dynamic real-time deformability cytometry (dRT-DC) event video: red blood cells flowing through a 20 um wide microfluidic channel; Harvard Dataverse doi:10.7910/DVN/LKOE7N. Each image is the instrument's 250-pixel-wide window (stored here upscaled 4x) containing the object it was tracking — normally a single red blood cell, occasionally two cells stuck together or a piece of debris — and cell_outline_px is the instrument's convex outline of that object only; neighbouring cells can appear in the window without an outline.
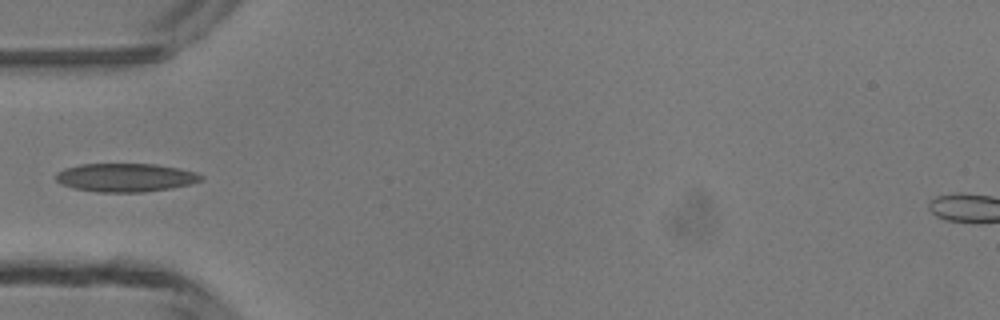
{"species": "common noctule bat (a hibernating species)", "species_latin": "Nyctalus noctula", "temperature_condition": "room temperature", "stored_images_in_passage": 3, "camera_frame_rate_fps": 3000, "um_per_image_px": 0.085, "animal": {"sex": "male", "body_mass_g": 13.3}, "frame": {"image": 1, "passage_image": 3, "time_ms": 3.0, "image_size_px": [1000, 320], "cell_outline_px": [[204, 180], [192, 184], [172, 188], [144, 192], [96, 192], [72, 188], [60, 184], [56, 180], [56, 172], [64, 168], [80, 164], [156, 164], [180, 168], [196, 172], [204, 176]], "centroid_in_image_um": [10.69, 15.09], "position_along_channel_um": 74.3, "area_um2": 24.45}}